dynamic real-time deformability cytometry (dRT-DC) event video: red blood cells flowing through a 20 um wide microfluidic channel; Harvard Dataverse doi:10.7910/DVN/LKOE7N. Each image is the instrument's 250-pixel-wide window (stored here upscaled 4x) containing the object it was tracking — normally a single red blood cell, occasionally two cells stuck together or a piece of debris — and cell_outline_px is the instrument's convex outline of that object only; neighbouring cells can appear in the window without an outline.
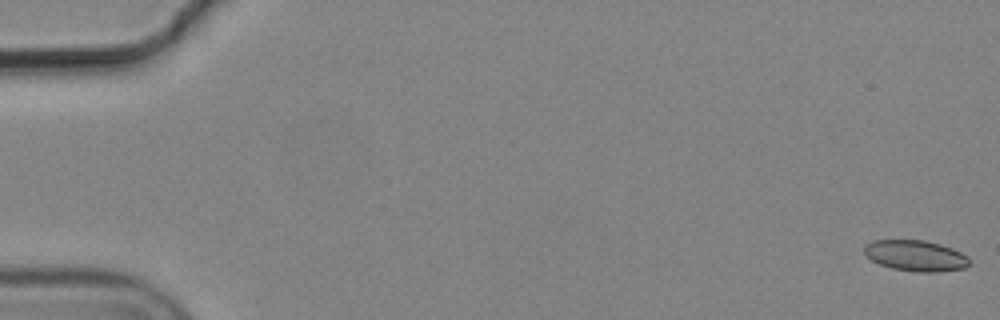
{"species": "common noctule bat (a hibernating species)", "species_latin": "Nyctalus noctula", "temperature_condition": "cold", "stored_images_in_passage": 16, "camera_frame_rate_fps": 3000, "um_per_image_px": 0.085, "animal": {"sex": "male", "body_mass_g": 19.2, "forearm_length_mm": 51.8}, "frame": {"image": 1, "passage_image": 1, "time_ms": 0.0, "image_size_px": [1000, 320], "cell_outline_px": [[972, 264], [964, 268], [940, 272], [920, 272], [892, 268], [880, 264], [872, 260], [864, 252], [864, 248], [872, 240], [924, 240], [940, 244], [952, 248], [968, 256], [972, 260]], "centroid_in_image_um": [77.9, 21.74], "position_along_channel_um": 7.1, "area_um2": 18.96}}
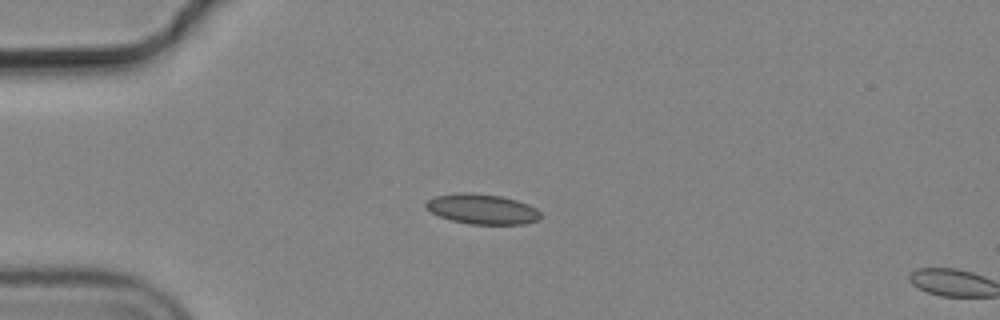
{"frame": {"image": 2, "passage_image": 15, "time_ms": 4.667, "image_size_px": [1000, 320], "cell_outline_px": [[540, 216], [536, 220], [524, 224], [468, 224], [452, 220], [440, 216], [424, 208], [424, 204], [428, 200], [436, 196], [464, 192], [468, 192], [500, 196], [516, 200], [528, 204], [536, 208], [540, 212]], "centroid_in_image_um": [40.96, 17.77], "position_along_channel_um": 44.0, "area_um2": 19.94}}